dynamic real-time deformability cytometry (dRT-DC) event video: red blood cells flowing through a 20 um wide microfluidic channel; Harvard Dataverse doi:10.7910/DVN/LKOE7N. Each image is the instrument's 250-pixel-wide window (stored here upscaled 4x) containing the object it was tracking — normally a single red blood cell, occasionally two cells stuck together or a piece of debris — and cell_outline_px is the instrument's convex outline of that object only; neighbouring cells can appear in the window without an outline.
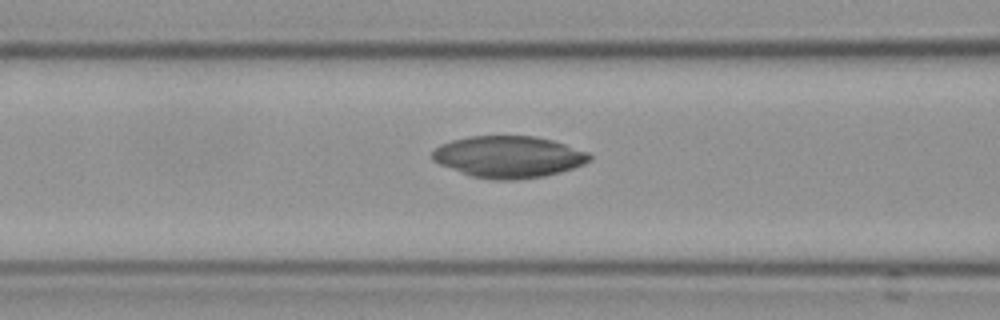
{"species": "Egyptian fruit bat (a non-hibernating species)", "species_latin": "Rousettus aegyptiacus", "temperature_condition": "cold", "stored_images_in_passage": 35, "camera_frame_rate_fps": 3000, "um_per_image_px": 0.085, "frame": {"image": 1, "passage_image": 9, "time_ms": 2.667, "image_size_px": [1000, 320], "cell_outline_px": [[592, 156], [584, 164], [560, 172], [544, 176], [516, 180], [492, 180], [472, 176], [440, 164], [432, 160], [432, 152], [440, 144], [452, 140], [468, 136], [536, 136], [552, 140], [588, 152]], "centroid_in_image_um": [43.22, 13.33], "position_along_channel_um": 123.4, "area_um2": 38.09}}
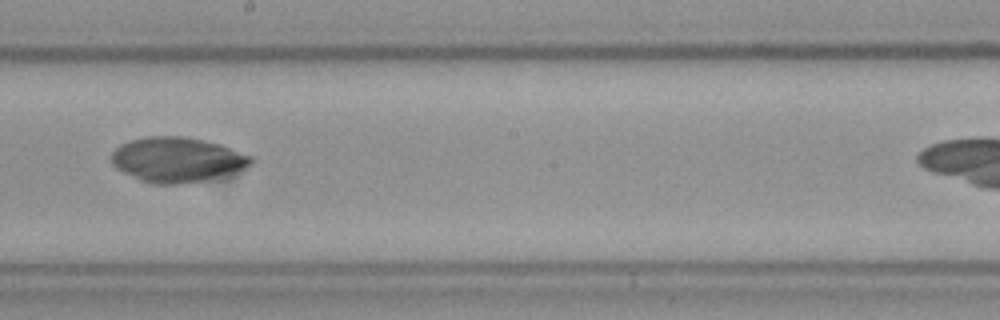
{"frame": {"image": 2, "passage_image": 18, "time_ms": 5.667, "image_size_px": [1000, 320], "cell_outline_px": [[252, 164], [228, 176], [180, 184], [152, 184], [140, 180], [116, 168], [112, 164], [112, 152], [120, 144], [128, 140], [148, 136], [184, 136], [204, 140], [220, 144], [252, 156]], "centroid_in_image_um": [15.07, 13.57], "position_along_channel_um": 233.1, "area_um2": 36.76}}
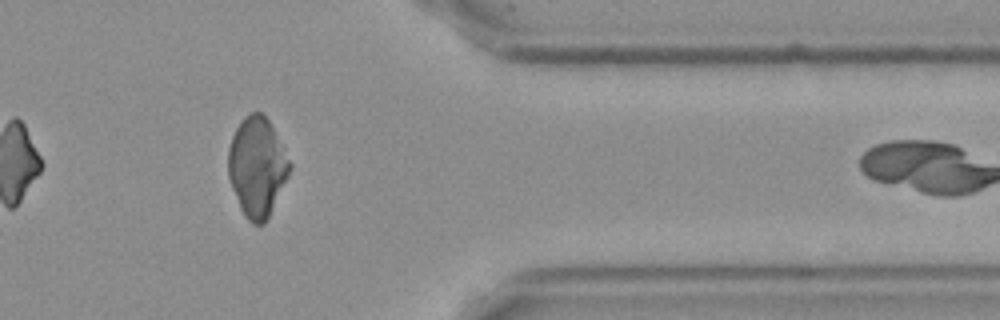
{"frame": {"image": 3, "passage_image": 32, "time_ms": 10.333, "image_size_px": [1000, 320], "cell_outline_px": [[292, 168], [264, 224], [252, 224], [244, 216], [240, 208], [232, 188], [228, 176], [228, 148], [232, 136], [240, 120], [244, 116], [252, 112], [260, 112], [268, 120], [284, 148], [292, 164]], "centroid_in_image_um": [21.84, 14.18], "position_along_channel_um": 389.6, "area_um2": 35.43}}